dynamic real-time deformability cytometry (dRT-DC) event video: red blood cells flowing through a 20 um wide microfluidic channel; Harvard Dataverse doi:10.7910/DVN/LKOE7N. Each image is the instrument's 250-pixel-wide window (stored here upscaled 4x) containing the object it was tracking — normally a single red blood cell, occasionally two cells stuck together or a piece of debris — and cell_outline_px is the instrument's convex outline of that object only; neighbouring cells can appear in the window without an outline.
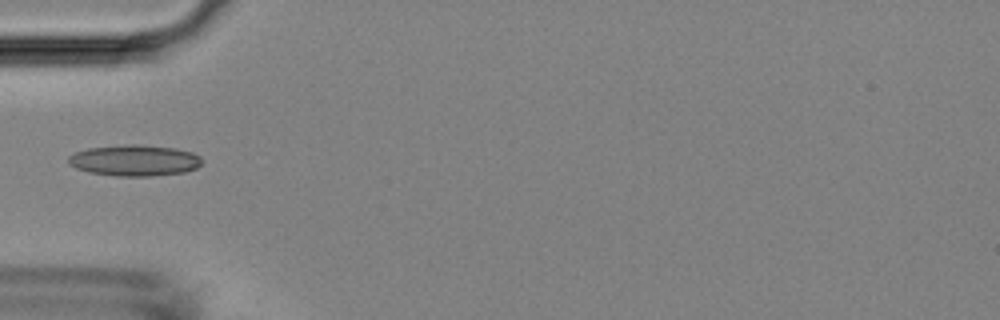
{"species": "Egyptian fruit bat (a non-hibernating species)", "species_latin": "Rousettus aegyptiacus", "temperature_condition": "room temperature", "stored_images_in_passage": 5, "camera_frame_rate_fps": 3000, "um_per_image_px": 0.085, "animal": {"sex": "female"}, "frame": {"image": 1, "passage_image": 3, "time_ms": 3.333, "image_size_px": [1000, 320], "cell_outline_px": [[204, 160], [196, 168], [184, 172], [152, 176], [116, 176], [88, 172], [76, 168], [68, 164], [68, 156], [76, 152], [88, 148], [128, 144], [136, 144], [176, 148], [192, 152], [200, 156]], "centroid_in_image_um": [11.44, 13.63], "position_along_channel_um": 73.6, "area_um2": 24.33}}